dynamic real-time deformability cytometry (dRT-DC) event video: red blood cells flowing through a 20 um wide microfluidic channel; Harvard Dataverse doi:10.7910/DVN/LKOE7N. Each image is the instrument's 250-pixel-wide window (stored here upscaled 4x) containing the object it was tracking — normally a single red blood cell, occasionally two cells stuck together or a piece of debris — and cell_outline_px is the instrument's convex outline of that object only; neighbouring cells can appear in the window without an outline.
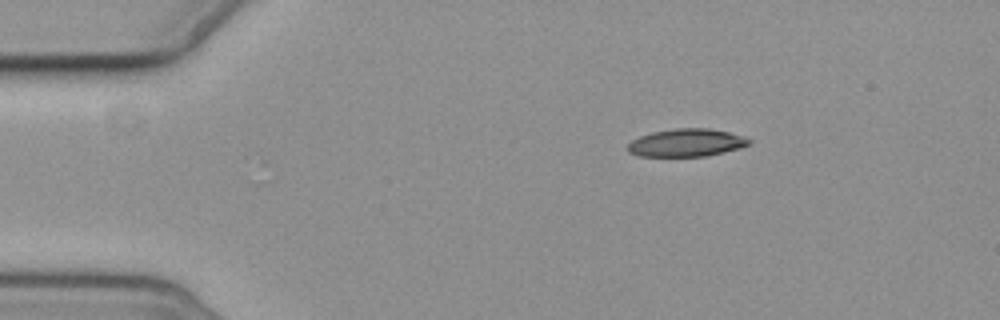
{"species": "common noctule bat (a hibernating species)", "species_latin": "Nyctalus noctula", "temperature_condition": "cold", "stored_images_in_passage": 3, "camera_frame_rate_fps": 3000, "um_per_image_px": 0.085, "animal": {"sex": "female", "body_mass_g": 19.3, "forearm_length_mm": 54.1}, "frame": {"image": 1, "passage_image": 1, "time_ms": 0.0, "image_size_px": [1000, 320], "cell_outline_px": [[752, 140], [748, 144], [740, 148], [724, 152], [704, 156], [636, 156], [628, 152], [624, 148], [632, 140], [640, 136], [652, 132], [676, 128], [708, 128], [728, 132]], "centroid_in_image_um": [58.28, 12.14], "position_along_channel_um": 26.7, "area_um2": 19.59}}